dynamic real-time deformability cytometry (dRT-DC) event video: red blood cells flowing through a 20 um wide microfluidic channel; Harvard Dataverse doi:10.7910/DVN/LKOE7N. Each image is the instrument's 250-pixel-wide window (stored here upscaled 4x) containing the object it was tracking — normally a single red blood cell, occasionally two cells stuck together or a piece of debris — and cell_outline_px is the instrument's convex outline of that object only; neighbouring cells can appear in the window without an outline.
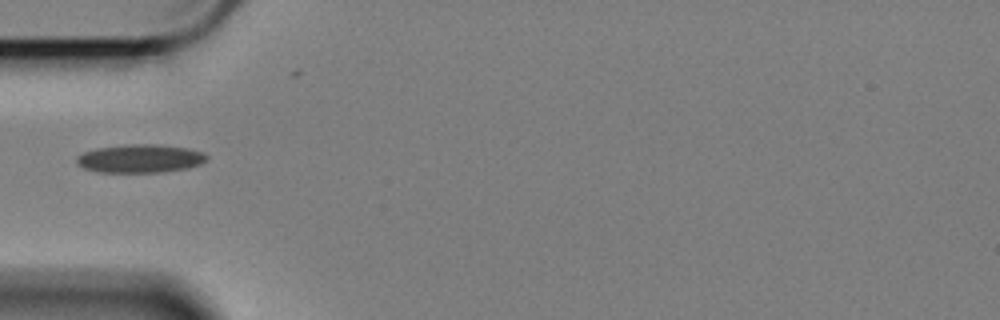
{"species": "Egyptian fruit bat (a non-hibernating species)", "species_latin": "Rousettus aegyptiacus", "temperature_condition": "cold", "stored_images_in_passage": 42, "camera_frame_rate_fps": 3000, "um_per_image_px": 0.085, "animal": {"sex": "female"}, "frame": {"image": 1, "passage_image": 1, "time_ms": 0.0, "image_size_px": [1000, 320], "cell_outline_px": [[208, 156], [200, 164], [188, 168], [160, 172], [100, 172], [84, 168], [76, 160], [84, 152], [100, 148], [128, 144], [160, 144], [188, 148], [200, 152]], "centroid_in_image_um": [11.95, 13.47], "position_along_channel_um": 73.1, "area_um2": 21.1}}
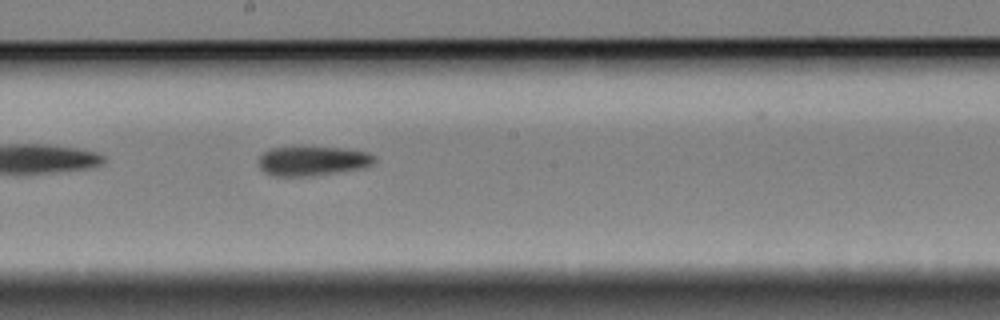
{"frame": {"image": 2, "passage_image": 14, "time_ms": 4.333, "image_size_px": [1000, 320], "cell_outline_px": [[376, 160], [372, 164], [356, 168], [308, 176], [276, 176], [264, 172], [260, 168], [260, 156], [264, 152], [272, 148], [344, 148], [368, 152]], "centroid_in_image_um": [26.53, 13.68], "position_along_channel_um": 221.7, "area_um2": 19.07}}
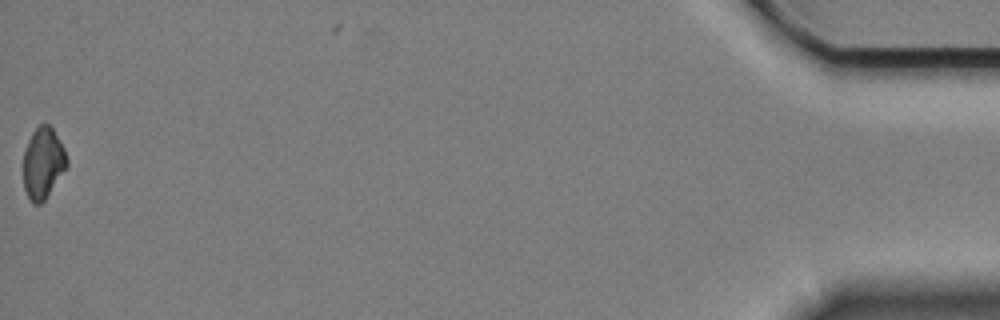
{"frame": {"image": 3, "passage_image": 41, "time_ms": 13.333, "image_size_px": [1000, 320], "cell_outline_px": [[68, 164], [44, 200], [40, 204], [32, 204], [24, 188], [24, 152], [28, 140], [32, 132], [40, 124], [48, 124], [52, 128], [64, 148], [68, 160]], "centroid_in_image_um": [3.65, 13.85], "position_along_channel_um": 431.6, "area_um2": 17.74}}